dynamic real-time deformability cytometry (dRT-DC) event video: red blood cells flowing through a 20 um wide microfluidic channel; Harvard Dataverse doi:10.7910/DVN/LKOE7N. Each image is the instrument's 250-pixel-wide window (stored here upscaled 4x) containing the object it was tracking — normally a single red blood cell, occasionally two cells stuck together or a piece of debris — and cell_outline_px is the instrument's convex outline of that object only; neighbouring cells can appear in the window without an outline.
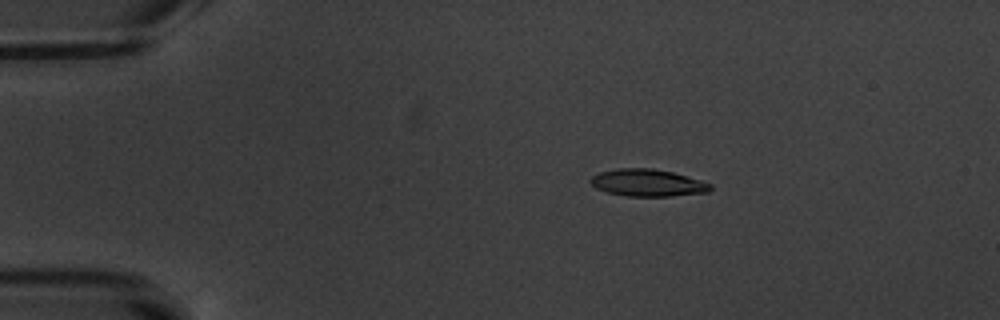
{"species": "common noctule bat (a hibernating species)", "species_latin": "Nyctalus noctula", "temperature_condition": "warm", "stored_images_in_passage": 6, "camera_frame_rate_fps": 3000, "um_per_image_px": 0.085, "animal": {"sex": "male", "body_mass_g": 20.1, "forearm_length_mm": 53.5}, "frame": {"image": 1, "passage_image": 4, "time_ms": 3.667, "image_size_px": [1000, 320], "cell_outline_px": [[712, 188], [708, 192], [672, 196], [628, 196], [608, 192], [596, 188], [588, 180], [592, 176], [600, 172], [616, 168], [652, 168], [672, 172], [700, 180], [712, 184]], "centroid_in_image_um": [55.04, 15.53], "position_along_channel_um": 30.0, "area_um2": 18.9}}